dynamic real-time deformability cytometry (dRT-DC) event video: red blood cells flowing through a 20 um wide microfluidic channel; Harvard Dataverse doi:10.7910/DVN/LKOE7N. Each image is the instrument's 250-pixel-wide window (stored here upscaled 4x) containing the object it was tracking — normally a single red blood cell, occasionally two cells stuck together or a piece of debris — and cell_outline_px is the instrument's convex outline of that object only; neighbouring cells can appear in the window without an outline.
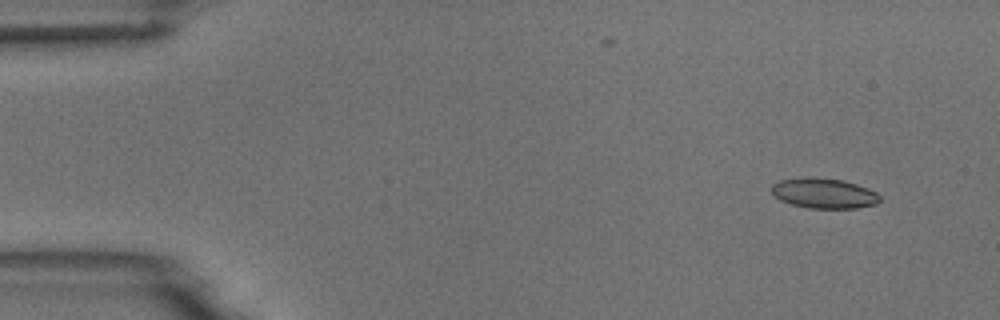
{"species": "common noctule bat (a hibernating species)", "species_latin": "Nyctalus noctula", "temperature_condition": "room temperature", "stored_images_in_passage": 4, "camera_frame_rate_fps": 3000, "um_per_image_px": 0.085, "animal": {"sex": "male", "body_mass_g": 18.8}, "frame": {"image": 1, "passage_image": 1, "time_ms": 0.0, "image_size_px": [1000, 320], "cell_outline_px": [[880, 200], [876, 204], [856, 208], [808, 208], [792, 204], [780, 200], [772, 192], [772, 184], [780, 180], [804, 176], [812, 176], [844, 180], [868, 188], [876, 192], [880, 196]], "centroid_in_image_um": [70.03, 16.41], "position_along_channel_um": 15.0, "area_um2": 19.19}}
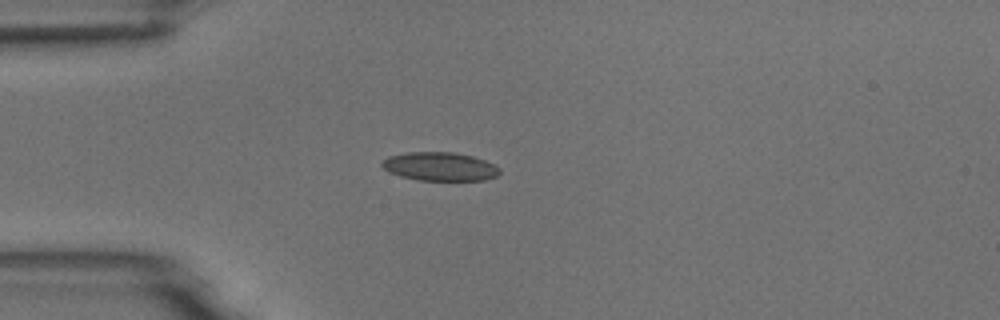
{"frame": {"image": 2, "passage_image": 4, "time_ms": 3.333, "image_size_px": [1000, 320], "cell_outline_px": [[500, 172], [496, 176], [484, 180], [420, 180], [400, 176], [388, 172], [380, 164], [388, 156], [408, 152], [452, 152], [472, 156], [496, 164], [500, 168]], "centroid_in_image_um": [37.39, 14.15], "position_along_channel_um": 47.6, "area_um2": 19.59}}